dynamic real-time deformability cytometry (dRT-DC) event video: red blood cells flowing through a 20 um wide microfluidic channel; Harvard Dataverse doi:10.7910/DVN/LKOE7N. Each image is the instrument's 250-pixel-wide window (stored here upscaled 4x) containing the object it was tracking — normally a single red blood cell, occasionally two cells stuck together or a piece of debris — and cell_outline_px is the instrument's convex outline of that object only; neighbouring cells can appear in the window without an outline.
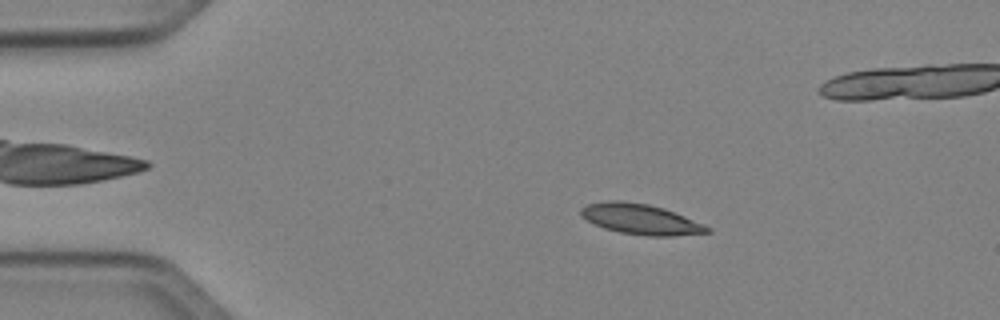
{"species": "Egyptian fruit bat (a non-hibernating species)", "species_latin": "Rousettus aegyptiacus", "temperature_condition": "cold", "stored_images_in_passage": 16, "camera_frame_rate_fps": 3000, "um_per_image_px": 0.085, "animal": {"sex": "female"}, "frame": {"image": 1, "passage_image": 9, "time_ms": 2.667, "image_size_px": [1000, 320], "cell_outline_px": [[712, 232], [672, 236], [648, 236], [620, 232], [604, 228], [580, 216], [580, 208], [588, 204], [608, 200], [620, 200], [648, 204], [664, 208], [704, 224], [712, 228]], "centroid_in_image_um": [54.47, 18.63], "position_along_channel_um": 30.5, "area_um2": 22.37}}